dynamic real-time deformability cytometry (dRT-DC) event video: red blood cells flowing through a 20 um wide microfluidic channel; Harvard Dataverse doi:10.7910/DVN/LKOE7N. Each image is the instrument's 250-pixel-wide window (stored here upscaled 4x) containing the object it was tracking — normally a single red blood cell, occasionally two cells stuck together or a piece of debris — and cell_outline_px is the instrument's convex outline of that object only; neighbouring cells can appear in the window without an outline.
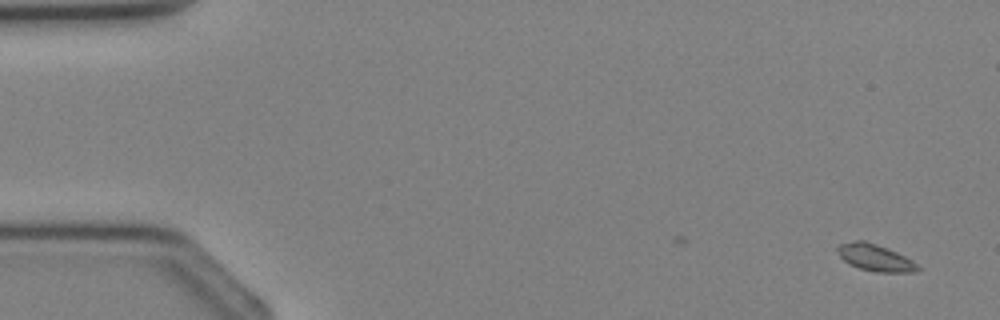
{"species": "Egyptian fruit bat (a non-hibernating species)", "species_latin": "Rousettus aegyptiacus", "temperature_condition": "cold", "stored_images_in_passage": 2, "camera_frame_rate_fps": 3000, "um_per_image_px": 0.085, "animal": {"sex": "female"}, "frame": {"image": 1, "passage_image": 2, "time_ms": 1.0, "image_size_px": [1000, 320], "cell_outline_px": [[920, 268], [912, 272], [876, 272], [860, 268], [848, 264], [840, 256], [836, 248], [840, 244], [856, 240], [864, 240], [876, 244], [896, 252], [912, 260]], "centroid_in_image_um": [74.36, 21.9], "position_along_channel_um": 10.6, "area_um2": 12.31}}